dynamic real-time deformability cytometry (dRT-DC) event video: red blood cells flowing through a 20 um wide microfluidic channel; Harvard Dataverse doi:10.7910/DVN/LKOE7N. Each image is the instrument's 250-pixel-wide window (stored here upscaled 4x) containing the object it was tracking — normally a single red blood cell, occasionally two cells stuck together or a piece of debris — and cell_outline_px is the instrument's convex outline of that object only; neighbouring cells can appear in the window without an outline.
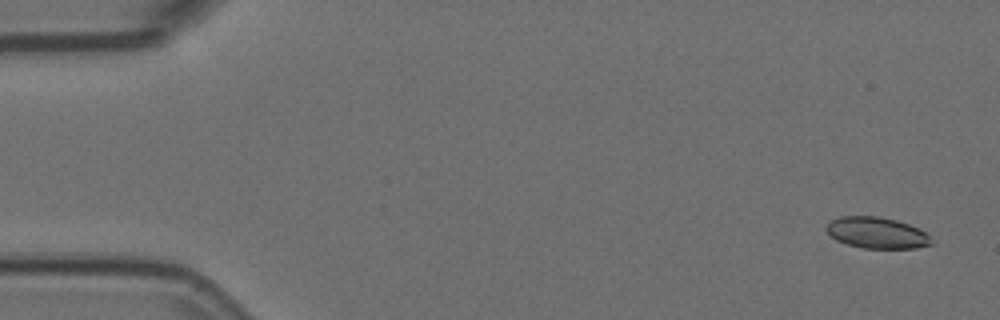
{"species": "Egyptian fruit bat (a non-hibernating species)", "species_latin": "Rousettus aegyptiacus", "temperature_condition": "room temperature", "stored_images_in_passage": 5, "camera_frame_rate_fps": 3000, "um_per_image_px": 0.085, "animal": {"sex": "female"}, "frame": {"image": 1, "passage_image": 1, "time_ms": 0.0, "image_size_px": [1000, 320], "cell_outline_px": [[932, 244], [916, 248], [864, 248], [848, 244], [836, 240], [824, 228], [832, 220], [840, 216], [880, 216], [896, 220], [908, 224], [924, 232], [928, 236]], "centroid_in_image_um": [74.5, 19.78], "position_along_channel_um": 10.5, "area_um2": 18.84}}
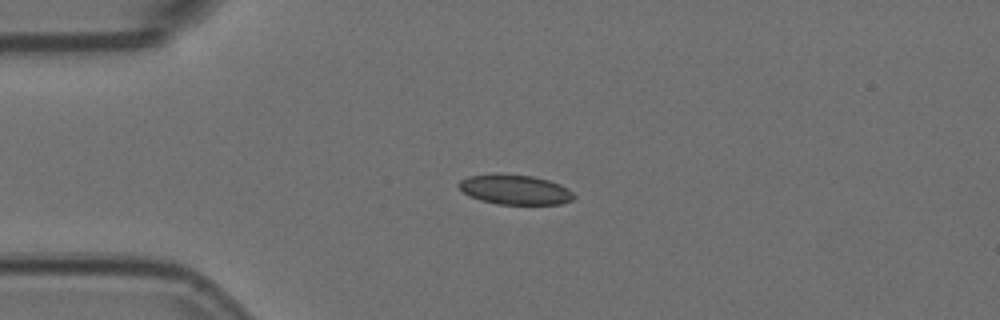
{"frame": {"image": 2, "passage_image": 4, "time_ms": 1.0, "image_size_px": [1000, 320], "cell_outline_px": [[576, 196], [572, 200], [560, 204], [496, 204], [480, 200], [468, 196], [456, 184], [460, 180], [468, 176], [496, 172], [532, 176], [548, 180], [560, 184], [568, 188]], "centroid_in_image_um": [43.74, 16.1], "position_along_channel_um": 41.3, "area_um2": 20.35}}